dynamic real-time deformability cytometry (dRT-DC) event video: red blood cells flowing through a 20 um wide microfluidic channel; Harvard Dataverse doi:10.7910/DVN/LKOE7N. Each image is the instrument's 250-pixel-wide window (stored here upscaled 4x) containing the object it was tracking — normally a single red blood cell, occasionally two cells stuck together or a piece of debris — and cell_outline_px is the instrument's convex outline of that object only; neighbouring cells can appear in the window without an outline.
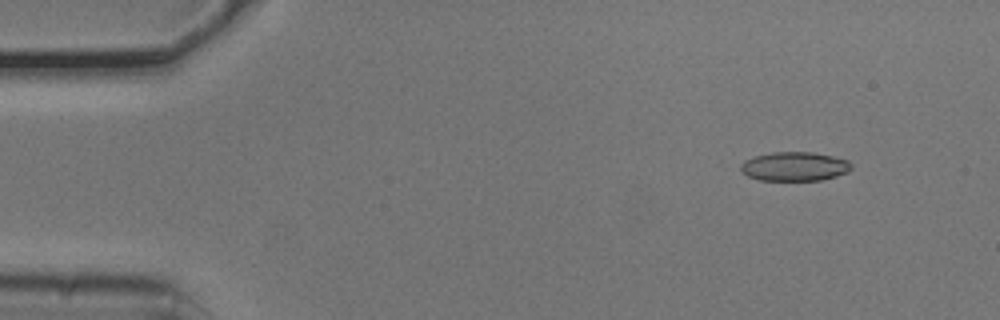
{"species": "common noctule bat (a hibernating species)", "species_latin": "Nyctalus noctula", "temperature_condition": "cold", "stored_images_in_passage": 4, "camera_frame_rate_fps": 3000, "um_per_image_px": 0.085, "animal": {"sex": "male", "body_mass_g": 20.5, "forearm_length_mm": 52.5}, "frame": {"image": 1, "passage_image": 1, "time_ms": 0.0, "image_size_px": [1000, 320], "cell_outline_px": [[852, 168], [848, 172], [836, 176], [820, 180], [760, 180], [748, 176], [740, 168], [740, 164], [744, 160], [756, 156], [772, 152], [812, 152], [832, 156], [848, 160], [852, 164]], "centroid_in_image_um": [67.55, 14.14], "position_along_channel_um": 17.4, "area_um2": 18.67}}
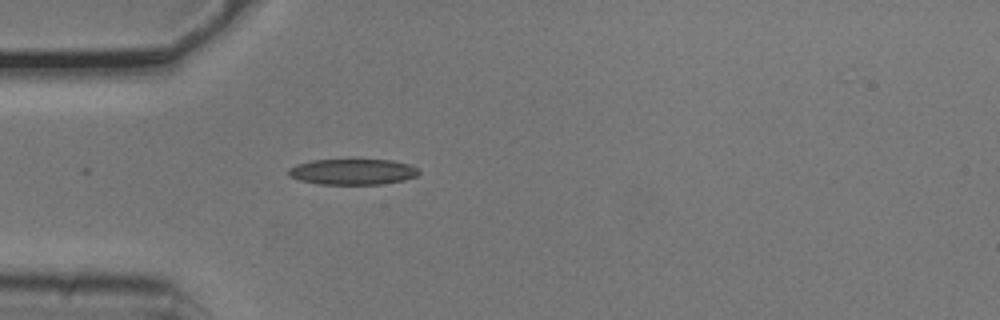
{"frame": {"image": 2, "passage_image": 4, "time_ms": 1.0, "image_size_px": [1000, 320], "cell_outline_px": [[420, 172], [416, 176], [404, 180], [380, 184], [320, 184], [300, 180], [288, 176], [288, 168], [296, 164], [312, 160], [348, 156], [352, 156], [392, 160], [412, 164]], "centroid_in_image_um": [29.97, 14.53], "position_along_channel_um": 55.0, "area_um2": 20.81}}